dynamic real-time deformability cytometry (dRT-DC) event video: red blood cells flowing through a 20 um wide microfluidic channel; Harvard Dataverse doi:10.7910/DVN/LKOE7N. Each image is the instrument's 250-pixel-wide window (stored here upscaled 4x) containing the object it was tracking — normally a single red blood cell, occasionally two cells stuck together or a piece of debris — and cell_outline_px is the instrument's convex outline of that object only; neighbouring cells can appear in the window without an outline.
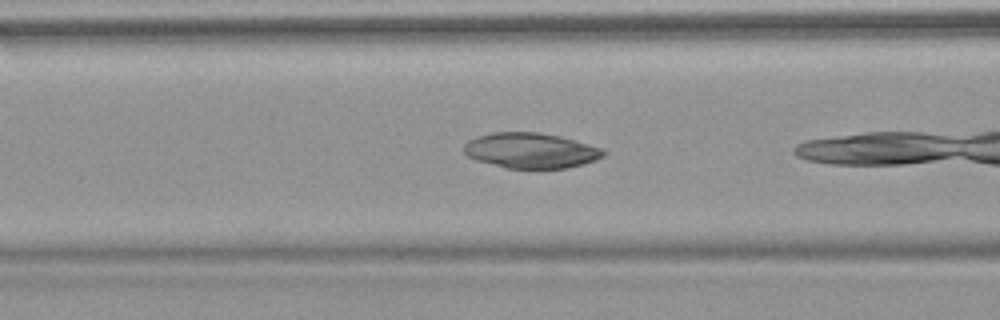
{"species": "common noctule bat (a hibernating species)", "species_latin": "Nyctalus noctula", "temperature_condition": "warm", "stored_images_in_passage": 6, "camera_frame_rate_fps": 3000, "um_per_image_px": 0.085, "animal": {"sex": "female", "body_mass_g": 18.4}, "frame": {"image": 1, "passage_image": 5, "time_ms": 1.333, "image_size_px": [1000, 320], "cell_outline_px": [[608, 152], [604, 156], [596, 160], [584, 164], [564, 168], [504, 168], [476, 160], [468, 156], [464, 152], [464, 144], [468, 140], [476, 136], [492, 132], [540, 132], [560, 136], [588, 144], [600, 148]], "centroid_in_image_um": [45.1, 12.79], "position_along_channel_um": 121.5, "area_um2": 28.84}}